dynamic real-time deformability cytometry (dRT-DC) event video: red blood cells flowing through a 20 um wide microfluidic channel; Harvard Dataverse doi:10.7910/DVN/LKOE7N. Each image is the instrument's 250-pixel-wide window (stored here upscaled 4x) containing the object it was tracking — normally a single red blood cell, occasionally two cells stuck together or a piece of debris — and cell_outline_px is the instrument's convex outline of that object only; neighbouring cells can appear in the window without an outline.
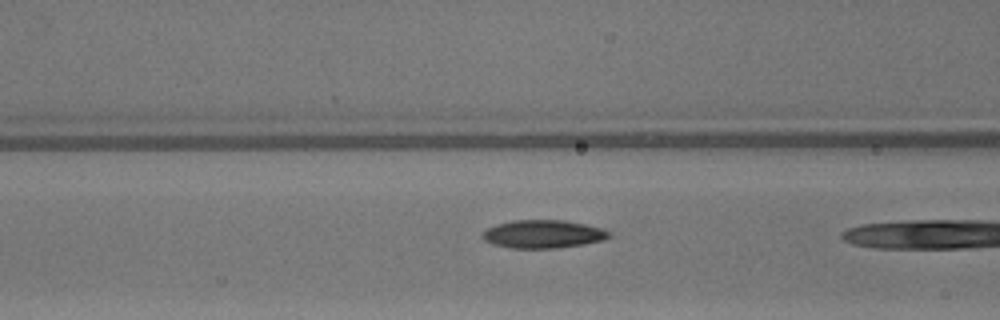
{"species": "common noctule bat (a hibernating species)", "species_latin": "Nyctalus noctula", "temperature_condition": "warm", "stored_images_in_passage": 6, "camera_frame_rate_fps": 3000, "um_per_image_px": 0.085, "animal": {"sex": "male", "body_mass_g": 13.3}, "frame": {"image": 1, "passage_image": 5, "time_ms": 1.333, "image_size_px": [1000, 320], "cell_outline_px": [[612, 236], [604, 240], [584, 244], [556, 248], [512, 248], [492, 244], [484, 240], [480, 236], [488, 228], [496, 224], [512, 220], [564, 220], [584, 224], [600, 228], [612, 232]], "centroid_in_image_um": [46.17, 19.9], "position_along_channel_um": 120.4, "area_um2": 20.81}}